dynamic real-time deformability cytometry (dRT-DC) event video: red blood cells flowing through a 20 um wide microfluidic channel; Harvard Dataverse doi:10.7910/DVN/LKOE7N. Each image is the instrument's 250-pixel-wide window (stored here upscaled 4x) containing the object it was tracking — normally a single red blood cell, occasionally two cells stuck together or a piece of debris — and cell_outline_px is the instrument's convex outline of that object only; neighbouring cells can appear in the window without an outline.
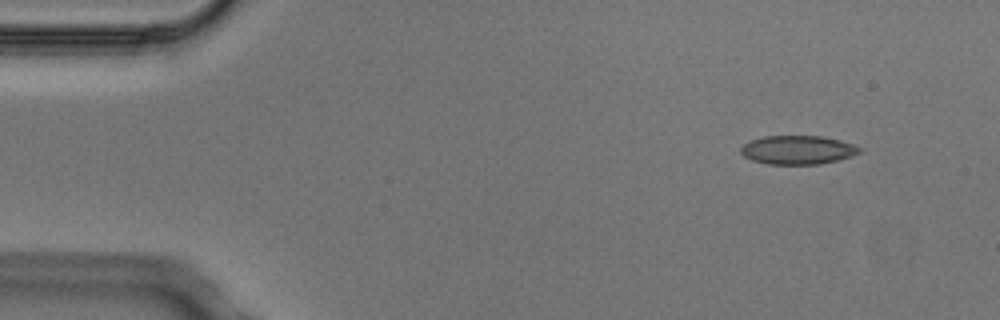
{"species": "Egyptian fruit bat (a non-hibernating species)", "species_latin": "Rousettus aegyptiacus", "temperature_condition": "cold", "stored_images_in_passage": 3, "camera_frame_rate_fps": 3000, "um_per_image_px": 0.085, "animal": {"sex": "male"}, "frame": {"image": 1, "passage_image": 1, "time_ms": 0.0, "image_size_px": [1000, 320], "cell_outline_px": [[860, 152], [852, 156], [840, 160], [820, 164], [768, 164], [752, 160], [744, 156], [740, 152], [740, 148], [748, 140], [764, 136], [820, 136], [840, 140], [852, 144], [860, 148]], "centroid_in_image_um": [67.78, 12.74], "position_along_channel_um": 17.2, "area_um2": 19.94}}